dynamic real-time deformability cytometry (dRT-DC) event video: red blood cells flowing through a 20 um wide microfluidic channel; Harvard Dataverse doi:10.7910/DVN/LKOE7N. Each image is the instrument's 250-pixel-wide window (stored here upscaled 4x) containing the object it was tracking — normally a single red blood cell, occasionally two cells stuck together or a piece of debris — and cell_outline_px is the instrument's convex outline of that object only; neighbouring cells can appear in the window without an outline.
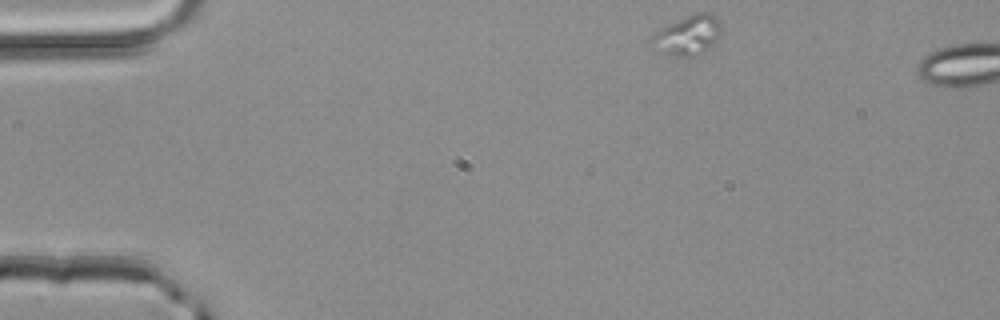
{"species": "common noctule bat (a hibernating species)", "species_latin": "Nyctalus noctula", "temperature_condition": "room temperature", "stored_images_in_passage": 3, "camera_frame_rate_fps": 3000, "um_per_image_px": 0.085, "animal": {"sex": "male", "body_mass_g": 20.4}, "frame": {"image": 1, "passage_image": 1, "time_ms": 0.0, "image_size_px": [1000, 320], "cell_outline_px": [[720, 32], [716, 40], [700, 56], [672, 56], [660, 52], [648, 44], [648, 40], [660, 28], [668, 24], [696, 12], [708, 12], [716, 16], [720, 20]], "centroid_in_image_um": [58.42, 3.0], "position_along_channel_um": 26.6, "area_um2": 16.3}}